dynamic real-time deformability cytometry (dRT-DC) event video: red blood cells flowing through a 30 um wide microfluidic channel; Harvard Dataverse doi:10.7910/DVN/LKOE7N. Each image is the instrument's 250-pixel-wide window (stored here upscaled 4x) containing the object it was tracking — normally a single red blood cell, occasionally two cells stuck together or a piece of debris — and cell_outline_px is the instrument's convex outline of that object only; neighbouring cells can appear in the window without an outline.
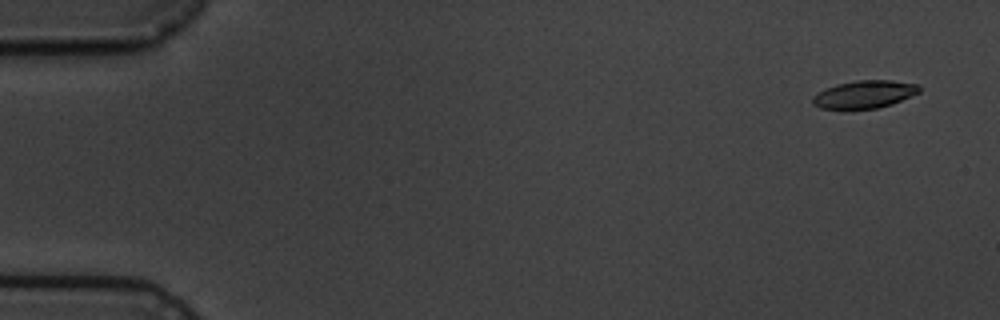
{"species": "common noctule bat (a hibernating species)", "species_latin": "Nyctalus noctula", "temperature_condition": "cold", "stored_images_in_passage": 5, "camera_frame_rate_fps": 3000, "um_per_image_px": 0.085, "animal": {"sex": "male", "body_mass_g": 19.5, "forearm_length_mm": 54.6}, "frame": {"image": 1, "passage_image": 1, "time_ms": 0.0, "image_size_px": [1000, 320], "cell_outline_px": [[920, 92], [892, 104], [876, 108], [844, 112], [820, 108], [812, 104], [812, 96], [816, 92], [824, 88], [836, 84], [856, 80], [892, 80], [920, 84]], "centroid_in_image_um": [73.4, 8.05], "position_along_channel_um": 11.6, "area_um2": 18.09}}
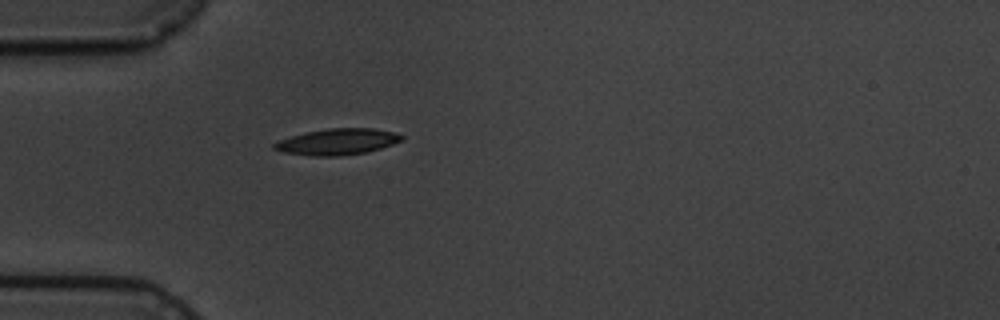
{"frame": {"image": 2, "passage_image": 5, "time_ms": 4.667, "image_size_px": [1000, 320], "cell_outline_px": [[404, 140], [380, 148], [364, 152], [340, 156], [312, 156], [284, 152], [272, 148], [272, 144], [280, 140], [304, 132], [328, 128], [372, 128], [396, 132], [404, 136]], "centroid_in_image_um": [28.69, 12.04], "position_along_channel_um": 56.3, "area_um2": 19.42}}